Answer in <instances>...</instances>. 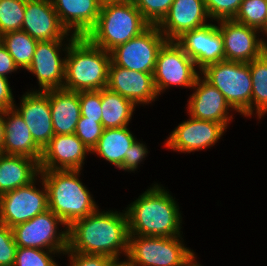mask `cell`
I'll use <instances>...</instances> for the list:
<instances>
[{
    "instance_id": "cell-42",
    "label": "cell",
    "mask_w": 267,
    "mask_h": 266,
    "mask_svg": "<svg viewBox=\"0 0 267 266\" xmlns=\"http://www.w3.org/2000/svg\"><path fill=\"white\" fill-rule=\"evenodd\" d=\"M196 257L194 252L192 251L191 254L183 261V263L180 266H200L196 262Z\"/></svg>"
},
{
    "instance_id": "cell-10",
    "label": "cell",
    "mask_w": 267,
    "mask_h": 266,
    "mask_svg": "<svg viewBox=\"0 0 267 266\" xmlns=\"http://www.w3.org/2000/svg\"><path fill=\"white\" fill-rule=\"evenodd\" d=\"M195 66L175 41H167L159 50L153 74L158 95L169 86L193 87L200 75Z\"/></svg>"
},
{
    "instance_id": "cell-2",
    "label": "cell",
    "mask_w": 267,
    "mask_h": 266,
    "mask_svg": "<svg viewBox=\"0 0 267 266\" xmlns=\"http://www.w3.org/2000/svg\"><path fill=\"white\" fill-rule=\"evenodd\" d=\"M127 207L130 235L175 237L180 235L181 214L173 197L158 184Z\"/></svg>"
},
{
    "instance_id": "cell-37",
    "label": "cell",
    "mask_w": 267,
    "mask_h": 266,
    "mask_svg": "<svg viewBox=\"0 0 267 266\" xmlns=\"http://www.w3.org/2000/svg\"><path fill=\"white\" fill-rule=\"evenodd\" d=\"M16 250L12 229L0 223V266H13Z\"/></svg>"
},
{
    "instance_id": "cell-45",
    "label": "cell",
    "mask_w": 267,
    "mask_h": 266,
    "mask_svg": "<svg viewBox=\"0 0 267 266\" xmlns=\"http://www.w3.org/2000/svg\"><path fill=\"white\" fill-rule=\"evenodd\" d=\"M259 30H261L260 32H263L264 34L267 35V15L263 26Z\"/></svg>"
},
{
    "instance_id": "cell-32",
    "label": "cell",
    "mask_w": 267,
    "mask_h": 266,
    "mask_svg": "<svg viewBox=\"0 0 267 266\" xmlns=\"http://www.w3.org/2000/svg\"><path fill=\"white\" fill-rule=\"evenodd\" d=\"M57 251L17 247L15 262L13 266H58L50 254Z\"/></svg>"
},
{
    "instance_id": "cell-5",
    "label": "cell",
    "mask_w": 267,
    "mask_h": 266,
    "mask_svg": "<svg viewBox=\"0 0 267 266\" xmlns=\"http://www.w3.org/2000/svg\"><path fill=\"white\" fill-rule=\"evenodd\" d=\"M149 26L133 1L109 2L102 4L97 23L86 37L94 45L111 52Z\"/></svg>"
},
{
    "instance_id": "cell-41",
    "label": "cell",
    "mask_w": 267,
    "mask_h": 266,
    "mask_svg": "<svg viewBox=\"0 0 267 266\" xmlns=\"http://www.w3.org/2000/svg\"><path fill=\"white\" fill-rule=\"evenodd\" d=\"M17 69L18 67L16 66L13 58L0 41V76L7 77V73L17 71Z\"/></svg>"
},
{
    "instance_id": "cell-4",
    "label": "cell",
    "mask_w": 267,
    "mask_h": 266,
    "mask_svg": "<svg viewBox=\"0 0 267 266\" xmlns=\"http://www.w3.org/2000/svg\"><path fill=\"white\" fill-rule=\"evenodd\" d=\"M80 170H40L48 197V209L58 216L66 228L85 218L98 207L89 190L78 179Z\"/></svg>"
},
{
    "instance_id": "cell-27",
    "label": "cell",
    "mask_w": 267,
    "mask_h": 266,
    "mask_svg": "<svg viewBox=\"0 0 267 266\" xmlns=\"http://www.w3.org/2000/svg\"><path fill=\"white\" fill-rule=\"evenodd\" d=\"M101 122L104 129L127 126L132 118L136 105L108 88L101 89Z\"/></svg>"
},
{
    "instance_id": "cell-14",
    "label": "cell",
    "mask_w": 267,
    "mask_h": 266,
    "mask_svg": "<svg viewBox=\"0 0 267 266\" xmlns=\"http://www.w3.org/2000/svg\"><path fill=\"white\" fill-rule=\"evenodd\" d=\"M226 128L218 122L190 117L172 131L165 144L171 150L185 153L206 149L218 142Z\"/></svg>"
},
{
    "instance_id": "cell-28",
    "label": "cell",
    "mask_w": 267,
    "mask_h": 266,
    "mask_svg": "<svg viewBox=\"0 0 267 266\" xmlns=\"http://www.w3.org/2000/svg\"><path fill=\"white\" fill-rule=\"evenodd\" d=\"M0 41L6 47L16 66L19 69L27 70L32 62L38 40L23 30H17L0 36Z\"/></svg>"
},
{
    "instance_id": "cell-1",
    "label": "cell",
    "mask_w": 267,
    "mask_h": 266,
    "mask_svg": "<svg viewBox=\"0 0 267 266\" xmlns=\"http://www.w3.org/2000/svg\"><path fill=\"white\" fill-rule=\"evenodd\" d=\"M129 235L126 211L100 212L97 209L68 227V250L119 259L122 251L127 255Z\"/></svg>"
},
{
    "instance_id": "cell-30",
    "label": "cell",
    "mask_w": 267,
    "mask_h": 266,
    "mask_svg": "<svg viewBox=\"0 0 267 266\" xmlns=\"http://www.w3.org/2000/svg\"><path fill=\"white\" fill-rule=\"evenodd\" d=\"M26 0H0V36L22 29Z\"/></svg>"
},
{
    "instance_id": "cell-17",
    "label": "cell",
    "mask_w": 267,
    "mask_h": 266,
    "mask_svg": "<svg viewBox=\"0 0 267 266\" xmlns=\"http://www.w3.org/2000/svg\"><path fill=\"white\" fill-rule=\"evenodd\" d=\"M24 119L34 142L43 150L54 137L49 97L45 92H26L20 107H13Z\"/></svg>"
},
{
    "instance_id": "cell-39",
    "label": "cell",
    "mask_w": 267,
    "mask_h": 266,
    "mask_svg": "<svg viewBox=\"0 0 267 266\" xmlns=\"http://www.w3.org/2000/svg\"><path fill=\"white\" fill-rule=\"evenodd\" d=\"M147 153L148 151L145 144L135 140L129 148L128 155H125L124 161L119 169H123L125 171H135V169L138 167V164H140L142 159L145 158Z\"/></svg>"
},
{
    "instance_id": "cell-13",
    "label": "cell",
    "mask_w": 267,
    "mask_h": 266,
    "mask_svg": "<svg viewBox=\"0 0 267 266\" xmlns=\"http://www.w3.org/2000/svg\"><path fill=\"white\" fill-rule=\"evenodd\" d=\"M175 42L200 71L209 64L225 60L223 38L214 24L184 32Z\"/></svg>"
},
{
    "instance_id": "cell-15",
    "label": "cell",
    "mask_w": 267,
    "mask_h": 266,
    "mask_svg": "<svg viewBox=\"0 0 267 266\" xmlns=\"http://www.w3.org/2000/svg\"><path fill=\"white\" fill-rule=\"evenodd\" d=\"M63 39L38 41L28 71L35 74L40 90L63 88L65 79V57H60ZM60 49V50H59Z\"/></svg>"
},
{
    "instance_id": "cell-19",
    "label": "cell",
    "mask_w": 267,
    "mask_h": 266,
    "mask_svg": "<svg viewBox=\"0 0 267 266\" xmlns=\"http://www.w3.org/2000/svg\"><path fill=\"white\" fill-rule=\"evenodd\" d=\"M207 18L204 0H174L157 27L168 41H175L184 32L207 25Z\"/></svg>"
},
{
    "instance_id": "cell-29",
    "label": "cell",
    "mask_w": 267,
    "mask_h": 266,
    "mask_svg": "<svg viewBox=\"0 0 267 266\" xmlns=\"http://www.w3.org/2000/svg\"><path fill=\"white\" fill-rule=\"evenodd\" d=\"M249 68L253 84L252 114L255 110V114L262 118V115L267 113V53L264 52L260 57L249 62Z\"/></svg>"
},
{
    "instance_id": "cell-21",
    "label": "cell",
    "mask_w": 267,
    "mask_h": 266,
    "mask_svg": "<svg viewBox=\"0 0 267 266\" xmlns=\"http://www.w3.org/2000/svg\"><path fill=\"white\" fill-rule=\"evenodd\" d=\"M21 30L38 41L64 39L69 35L60 23L51 0H26Z\"/></svg>"
},
{
    "instance_id": "cell-20",
    "label": "cell",
    "mask_w": 267,
    "mask_h": 266,
    "mask_svg": "<svg viewBox=\"0 0 267 266\" xmlns=\"http://www.w3.org/2000/svg\"><path fill=\"white\" fill-rule=\"evenodd\" d=\"M197 87V88H196ZM192 88L196 91L191 95L188 103L190 117L218 122L226 127L232 116L229 117V109H233L226 101L224 95L205 78L201 80L199 75Z\"/></svg>"
},
{
    "instance_id": "cell-23",
    "label": "cell",
    "mask_w": 267,
    "mask_h": 266,
    "mask_svg": "<svg viewBox=\"0 0 267 266\" xmlns=\"http://www.w3.org/2000/svg\"><path fill=\"white\" fill-rule=\"evenodd\" d=\"M7 119H6V118ZM4 140L0 153L25 156L40 162L42 149L34 142L24 119L14 109L3 111Z\"/></svg>"
},
{
    "instance_id": "cell-38",
    "label": "cell",
    "mask_w": 267,
    "mask_h": 266,
    "mask_svg": "<svg viewBox=\"0 0 267 266\" xmlns=\"http://www.w3.org/2000/svg\"><path fill=\"white\" fill-rule=\"evenodd\" d=\"M63 254L70 256V266H107L113 260L105 255L83 254L68 249Z\"/></svg>"
},
{
    "instance_id": "cell-24",
    "label": "cell",
    "mask_w": 267,
    "mask_h": 266,
    "mask_svg": "<svg viewBox=\"0 0 267 266\" xmlns=\"http://www.w3.org/2000/svg\"><path fill=\"white\" fill-rule=\"evenodd\" d=\"M44 92L49 97L54 133L74 134L81 117L79 92L64 88Z\"/></svg>"
},
{
    "instance_id": "cell-12",
    "label": "cell",
    "mask_w": 267,
    "mask_h": 266,
    "mask_svg": "<svg viewBox=\"0 0 267 266\" xmlns=\"http://www.w3.org/2000/svg\"><path fill=\"white\" fill-rule=\"evenodd\" d=\"M218 23L223 38L225 60L249 63L266 51L267 42L257 38L258 29L233 19L220 20Z\"/></svg>"
},
{
    "instance_id": "cell-36",
    "label": "cell",
    "mask_w": 267,
    "mask_h": 266,
    "mask_svg": "<svg viewBox=\"0 0 267 266\" xmlns=\"http://www.w3.org/2000/svg\"><path fill=\"white\" fill-rule=\"evenodd\" d=\"M79 101L81 108V116L95 120V122H101V90L80 91Z\"/></svg>"
},
{
    "instance_id": "cell-26",
    "label": "cell",
    "mask_w": 267,
    "mask_h": 266,
    "mask_svg": "<svg viewBox=\"0 0 267 266\" xmlns=\"http://www.w3.org/2000/svg\"><path fill=\"white\" fill-rule=\"evenodd\" d=\"M135 140L136 138H134L127 126L107 128L103 130L97 145L91 152L100 155L110 164L112 163L119 168Z\"/></svg>"
},
{
    "instance_id": "cell-40",
    "label": "cell",
    "mask_w": 267,
    "mask_h": 266,
    "mask_svg": "<svg viewBox=\"0 0 267 266\" xmlns=\"http://www.w3.org/2000/svg\"><path fill=\"white\" fill-rule=\"evenodd\" d=\"M14 102L8 78L0 76V111L12 109L15 106Z\"/></svg>"
},
{
    "instance_id": "cell-43",
    "label": "cell",
    "mask_w": 267,
    "mask_h": 266,
    "mask_svg": "<svg viewBox=\"0 0 267 266\" xmlns=\"http://www.w3.org/2000/svg\"><path fill=\"white\" fill-rule=\"evenodd\" d=\"M4 140V121H3V111H0V150Z\"/></svg>"
},
{
    "instance_id": "cell-9",
    "label": "cell",
    "mask_w": 267,
    "mask_h": 266,
    "mask_svg": "<svg viewBox=\"0 0 267 266\" xmlns=\"http://www.w3.org/2000/svg\"><path fill=\"white\" fill-rule=\"evenodd\" d=\"M65 225L50 209L31 220L12 227L17 247L46 249L64 253L68 249V229L57 233V225Z\"/></svg>"
},
{
    "instance_id": "cell-25",
    "label": "cell",
    "mask_w": 267,
    "mask_h": 266,
    "mask_svg": "<svg viewBox=\"0 0 267 266\" xmlns=\"http://www.w3.org/2000/svg\"><path fill=\"white\" fill-rule=\"evenodd\" d=\"M40 175L39 162L33 158L0 153V196L26 186Z\"/></svg>"
},
{
    "instance_id": "cell-31",
    "label": "cell",
    "mask_w": 267,
    "mask_h": 266,
    "mask_svg": "<svg viewBox=\"0 0 267 266\" xmlns=\"http://www.w3.org/2000/svg\"><path fill=\"white\" fill-rule=\"evenodd\" d=\"M267 15V0H243L234 21L260 29Z\"/></svg>"
},
{
    "instance_id": "cell-6",
    "label": "cell",
    "mask_w": 267,
    "mask_h": 266,
    "mask_svg": "<svg viewBox=\"0 0 267 266\" xmlns=\"http://www.w3.org/2000/svg\"><path fill=\"white\" fill-rule=\"evenodd\" d=\"M201 72L233 109L245 116L252 115L253 84L249 63L223 60L207 65Z\"/></svg>"
},
{
    "instance_id": "cell-8",
    "label": "cell",
    "mask_w": 267,
    "mask_h": 266,
    "mask_svg": "<svg viewBox=\"0 0 267 266\" xmlns=\"http://www.w3.org/2000/svg\"><path fill=\"white\" fill-rule=\"evenodd\" d=\"M167 41L157 25H150L140 35L114 48L111 61L128 70L154 74L159 50Z\"/></svg>"
},
{
    "instance_id": "cell-35",
    "label": "cell",
    "mask_w": 267,
    "mask_h": 266,
    "mask_svg": "<svg viewBox=\"0 0 267 266\" xmlns=\"http://www.w3.org/2000/svg\"><path fill=\"white\" fill-rule=\"evenodd\" d=\"M243 0H204L210 19H234Z\"/></svg>"
},
{
    "instance_id": "cell-7",
    "label": "cell",
    "mask_w": 267,
    "mask_h": 266,
    "mask_svg": "<svg viewBox=\"0 0 267 266\" xmlns=\"http://www.w3.org/2000/svg\"><path fill=\"white\" fill-rule=\"evenodd\" d=\"M181 236L153 237L129 235V266H180L191 254L181 243Z\"/></svg>"
},
{
    "instance_id": "cell-44",
    "label": "cell",
    "mask_w": 267,
    "mask_h": 266,
    "mask_svg": "<svg viewBox=\"0 0 267 266\" xmlns=\"http://www.w3.org/2000/svg\"><path fill=\"white\" fill-rule=\"evenodd\" d=\"M107 266H129L127 261L119 262V259H113Z\"/></svg>"
},
{
    "instance_id": "cell-11",
    "label": "cell",
    "mask_w": 267,
    "mask_h": 266,
    "mask_svg": "<svg viewBox=\"0 0 267 266\" xmlns=\"http://www.w3.org/2000/svg\"><path fill=\"white\" fill-rule=\"evenodd\" d=\"M35 180L0 196V223L12 228L48 210L47 189L36 188Z\"/></svg>"
},
{
    "instance_id": "cell-3",
    "label": "cell",
    "mask_w": 267,
    "mask_h": 266,
    "mask_svg": "<svg viewBox=\"0 0 267 266\" xmlns=\"http://www.w3.org/2000/svg\"><path fill=\"white\" fill-rule=\"evenodd\" d=\"M70 37L64 48L67 55L63 88L75 92L107 88L110 52L94 45L86 36Z\"/></svg>"
},
{
    "instance_id": "cell-22",
    "label": "cell",
    "mask_w": 267,
    "mask_h": 266,
    "mask_svg": "<svg viewBox=\"0 0 267 266\" xmlns=\"http://www.w3.org/2000/svg\"><path fill=\"white\" fill-rule=\"evenodd\" d=\"M62 26L76 37L86 36L96 25L100 0H51ZM74 27V28H73Z\"/></svg>"
},
{
    "instance_id": "cell-34",
    "label": "cell",
    "mask_w": 267,
    "mask_h": 266,
    "mask_svg": "<svg viewBox=\"0 0 267 266\" xmlns=\"http://www.w3.org/2000/svg\"><path fill=\"white\" fill-rule=\"evenodd\" d=\"M103 130L104 127L102 122H95V120L81 116L74 134L90 151H92V149L97 145Z\"/></svg>"
},
{
    "instance_id": "cell-18",
    "label": "cell",
    "mask_w": 267,
    "mask_h": 266,
    "mask_svg": "<svg viewBox=\"0 0 267 266\" xmlns=\"http://www.w3.org/2000/svg\"><path fill=\"white\" fill-rule=\"evenodd\" d=\"M107 88L135 105L151 103L158 96L152 73L128 70L116 66L112 61L109 66Z\"/></svg>"
},
{
    "instance_id": "cell-33",
    "label": "cell",
    "mask_w": 267,
    "mask_h": 266,
    "mask_svg": "<svg viewBox=\"0 0 267 266\" xmlns=\"http://www.w3.org/2000/svg\"><path fill=\"white\" fill-rule=\"evenodd\" d=\"M174 0H133L150 25H158L168 13Z\"/></svg>"
},
{
    "instance_id": "cell-16",
    "label": "cell",
    "mask_w": 267,
    "mask_h": 266,
    "mask_svg": "<svg viewBox=\"0 0 267 266\" xmlns=\"http://www.w3.org/2000/svg\"><path fill=\"white\" fill-rule=\"evenodd\" d=\"M87 152L75 134H55L42 150L40 170H81Z\"/></svg>"
},
{
    "instance_id": "cell-46",
    "label": "cell",
    "mask_w": 267,
    "mask_h": 266,
    "mask_svg": "<svg viewBox=\"0 0 267 266\" xmlns=\"http://www.w3.org/2000/svg\"><path fill=\"white\" fill-rule=\"evenodd\" d=\"M102 4L109 2H122V1H133V0H100Z\"/></svg>"
}]
</instances>
